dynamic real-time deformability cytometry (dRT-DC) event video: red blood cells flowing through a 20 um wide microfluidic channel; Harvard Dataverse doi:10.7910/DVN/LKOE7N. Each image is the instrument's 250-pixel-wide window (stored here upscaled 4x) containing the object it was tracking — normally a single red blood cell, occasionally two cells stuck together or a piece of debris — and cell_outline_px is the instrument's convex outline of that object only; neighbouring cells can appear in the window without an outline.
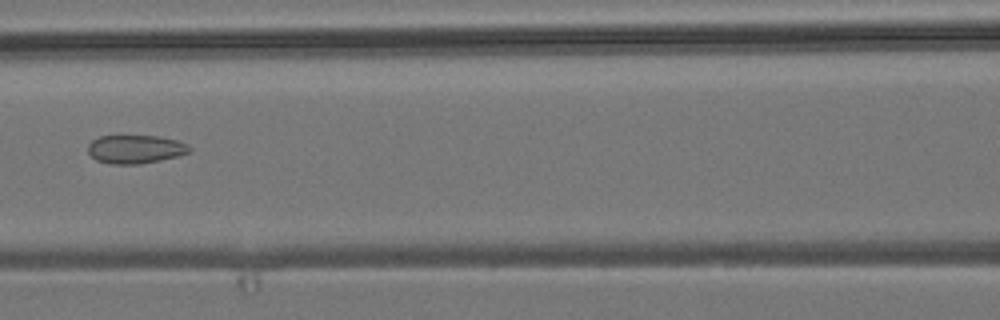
{"species": "common noctule bat (a hibernating species)", "species_latin": "Nyctalus noctula", "temperature_condition": "room temperature", "stored_images_in_passage": 7, "camera_frame_rate_fps": 3000, "um_per_image_px": 0.085, "animal": {"sex": "male", "body_mass_g": 19.2, "forearm_length_mm": 51.8}, "frame": {"image": 1, "passage_image": 6, "time_ms": 6.667, "image_size_px": [1000, 320], "cell_outline_px": [[192, 148], [188, 152], [176, 156], [160, 160], [140, 164], [112, 164], [96, 160], [88, 152], [88, 144], [92, 140], [100, 136], [160, 136], [176, 140], [188, 144]], "centroid_in_image_um": [11.5, 12.68], "position_along_channel_um": 155.1, "area_um2": 16.76}}
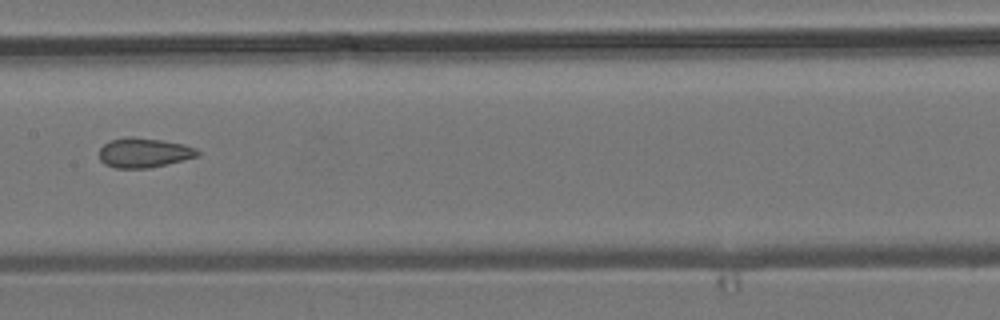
{"frame": {"image": 2, "passage_image": 7, "time_ms": 7.667, "image_size_px": [1000, 320], "cell_outline_px": [[200, 156], [148, 168], [116, 168], [104, 164], [100, 160], [100, 148], [104, 144], [112, 140], [128, 136], [132, 136], [160, 140], [184, 144], [196, 148], [200, 152]], "centroid_in_image_um": [12.24, 12.98], "position_along_channel_um": 195.2, "area_um2": 16.94}}